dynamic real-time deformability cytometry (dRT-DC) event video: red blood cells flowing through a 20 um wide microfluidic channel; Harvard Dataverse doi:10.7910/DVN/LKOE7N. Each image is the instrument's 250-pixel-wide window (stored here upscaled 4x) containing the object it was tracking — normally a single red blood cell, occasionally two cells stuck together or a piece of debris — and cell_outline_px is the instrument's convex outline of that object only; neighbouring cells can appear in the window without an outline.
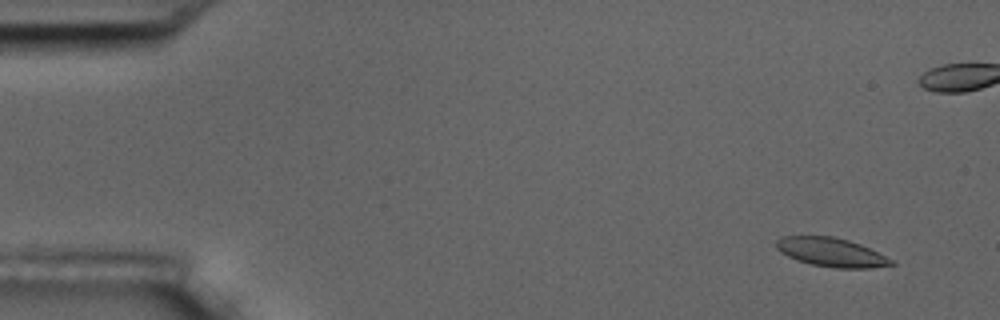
{"species": "common noctule bat (a hibernating species)", "species_latin": "Nyctalus noctula", "temperature_condition": "room temperature", "stored_images_in_passage": 7, "camera_frame_rate_fps": 3000, "um_per_image_px": 0.085, "animal": {"sex": "male", "body_mass_g": 17.5, "forearm_length_mm": 52.3}, "frame": {"image": 1, "passage_image": 1, "time_ms": 0.0, "image_size_px": [1000, 320], "cell_outline_px": [[896, 264], [872, 268], [836, 268], [812, 264], [796, 260], [780, 252], [776, 248], [776, 240], [780, 236], [832, 236], [848, 240], [860, 244], [896, 260]], "centroid_in_image_um": [70.68, 21.44], "position_along_channel_um": 14.3, "area_um2": 19.48}}